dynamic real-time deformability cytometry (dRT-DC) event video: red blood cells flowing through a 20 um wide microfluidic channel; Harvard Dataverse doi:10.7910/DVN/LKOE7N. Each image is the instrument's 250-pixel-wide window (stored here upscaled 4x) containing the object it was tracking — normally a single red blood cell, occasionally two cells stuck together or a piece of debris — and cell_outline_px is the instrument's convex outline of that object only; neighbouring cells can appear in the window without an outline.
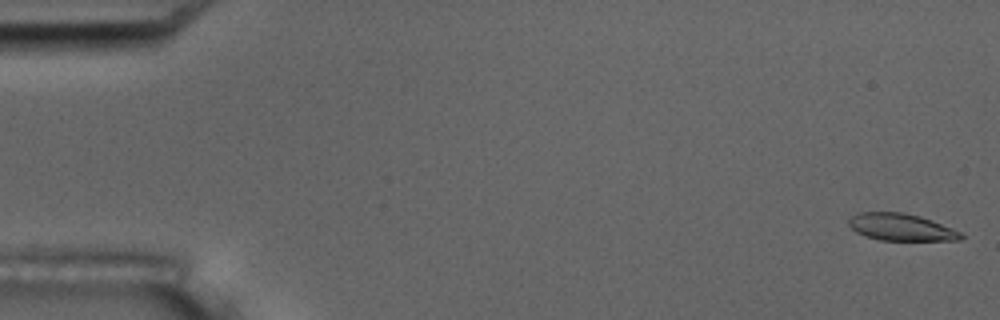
{"species": "common noctule bat (a hibernating species)", "species_latin": "Nyctalus noctula", "temperature_condition": "room temperature", "stored_images_in_passage": 55, "camera_frame_rate_fps": 3000, "um_per_image_px": 0.085, "animal": {"sex": "male", "body_mass_g": 17.5, "forearm_length_mm": 52.3}, "frame": {"image": 1, "passage_image": 1, "time_ms": 0.0, "image_size_px": [1000, 320], "cell_outline_px": [[964, 236], [960, 240], [880, 240], [864, 236], [856, 232], [848, 224], [848, 220], [856, 212], [904, 212], [920, 216], [932, 220], [960, 232]], "centroid_in_image_um": [76.55, 19.3], "position_along_channel_um": 8.4, "area_um2": 17.69}}
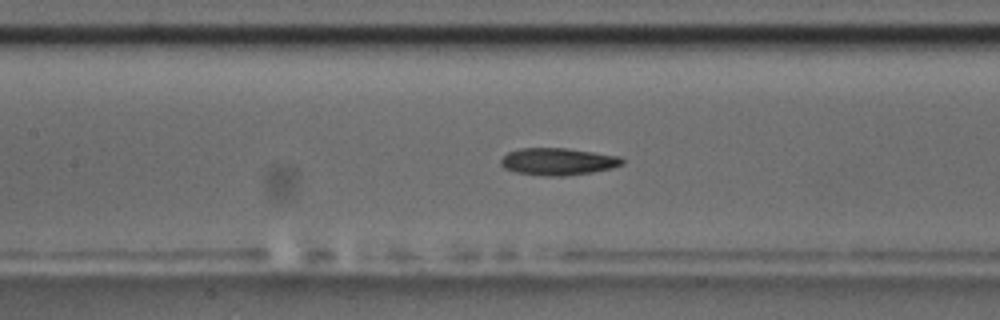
{"frame": {"image": 2, "passage_image": 25, "time_ms": 8.0, "image_size_px": [1000, 320], "cell_outline_px": [[624, 164], [612, 168], [592, 172], [568, 176], [544, 176], [516, 172], [504, 168], [500, 164], [500, 160], [508, 152], [520, 148], [568, 148], [620, 156], [624, 160]], "centroid_in_image_um": [47.44, 13.73], "position_along_channel_um": 160.0, "area_um2": 19.36}}
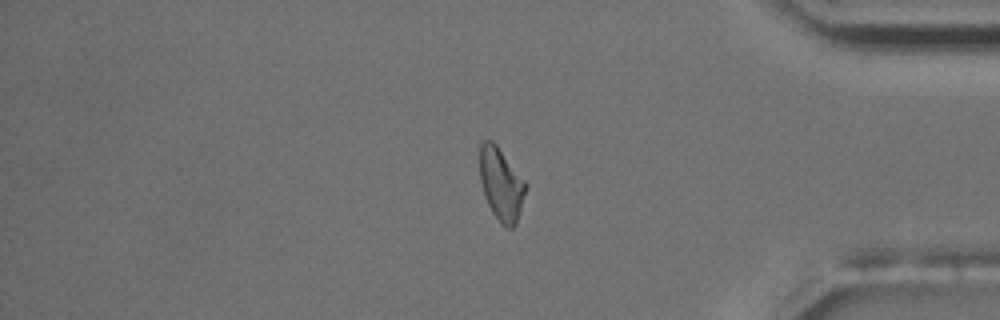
{"frame": {"image": 3, "passage_image": 46, "time_ms": 15.0, "image_size_px": [1000, 320], "cell_outline_px": [[528, 184], [516, 224], [512, 228], [508, 228], [500, 224], [492, 212], [484, 196], [480, 180], [480, 144], [484, 140], [492, 140], [496, 144]], "centroid_in_image_um": [42.6, 15.66], "position_along_channel_um": 392.6, "area_um2": 19.48}}